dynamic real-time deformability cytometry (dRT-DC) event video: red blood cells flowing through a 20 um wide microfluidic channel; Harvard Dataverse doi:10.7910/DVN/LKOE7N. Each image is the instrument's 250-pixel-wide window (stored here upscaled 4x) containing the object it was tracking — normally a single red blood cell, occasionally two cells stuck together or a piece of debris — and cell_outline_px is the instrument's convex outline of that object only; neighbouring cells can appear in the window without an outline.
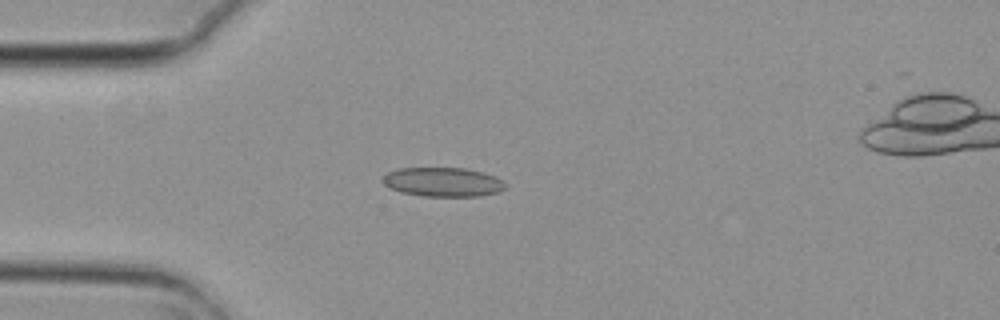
{"species": "common noctule bat (a hibernating species)", "species_latin": "Nyctalus noctula", "temperature_condition": "cold", "stored_images_in_passage": 5, "camera_frame_rate_fps": 3000, "um_per_image_px": 0.085, "animal": {"sex": "female", "body_mass_g": 29.2, "forearm_length_mm": 56.3}, "frame": {"image": 1, "passage_image": 4, "time_ms": 1.0, "image_size_px": [1000, 320], "cell_outline_px": [[504, 188], [500, 192], [480, 196], [424, 196], [400, 192], [384, 184], [384, 176], [388, 172], [396, 168], [464, 168], [484, 172], [496, 176], [504, 184]], "centroid_in_image_um": [37.66, 15.47], "position_along_channel_um": 47.3, "area_um2": 20.75}}